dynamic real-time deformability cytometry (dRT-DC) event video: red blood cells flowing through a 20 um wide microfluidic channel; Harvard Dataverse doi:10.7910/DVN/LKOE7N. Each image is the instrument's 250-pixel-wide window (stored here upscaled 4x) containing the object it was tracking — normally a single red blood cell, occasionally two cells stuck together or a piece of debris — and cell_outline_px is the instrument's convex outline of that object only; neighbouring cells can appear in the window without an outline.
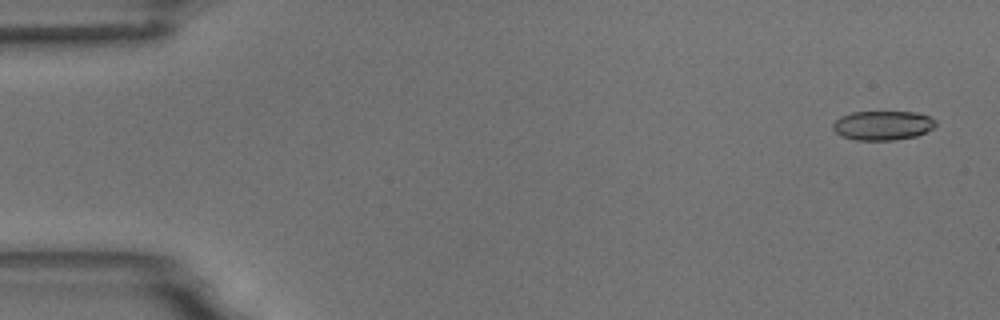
{"species": "common noctule bat (a hibernating species)", "species_latin": "Nyctalus noctula", "temperature_condition": "room temperature", "stored_images_in_passage": 4, "camera_frame_rate_fps": 3000, "um_per_image_px": 0.085, "animal": {"sex": "male", "body_mass_g": 18.8}, "frame": {"image": 1, "passage_image": 1, "time_ms": 0.0, "image_size_px": [1000, 320], "cell_outline_px": [[936, 124], [932, 128], [916, 136], [896, 140], [856, 140], [840, 136], [832, 128], [832, 124], [840, 116], [852, 112], [916, 112], [928, 116], [936, 120]], "centroid_in_image_um": [75.0, 10.66], "position_along_channel_um": 10.0, "area_um2": 17.57}}
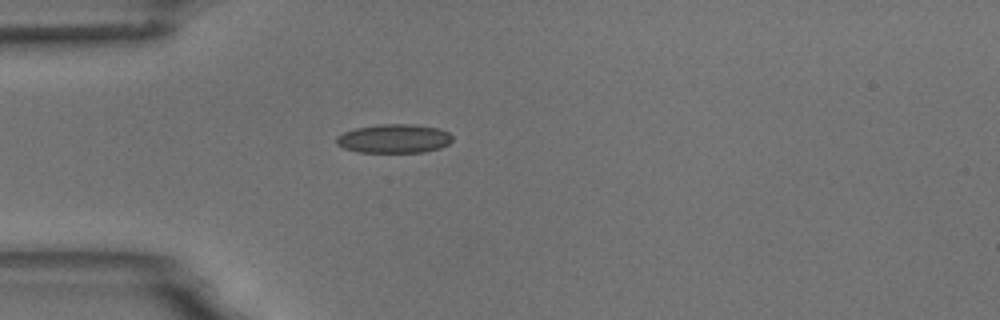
{"frame": {"image": 2, "passage_image": 4, "time_ms": 4.333, "image_size_px": [1000, 320], "cell_outline_px": [[452, 140], [448, 144], [440, 148], [424, 152], [356, 152], [344, 148], [336, 144], [336, 136], [344, 132], [356, 128], [376, 124], [412, 124], [440, 128], [448, 132], [452, 136]], "centroid_in_image_um": [33.49, 11.78], "position_along_channel_um": 51.5, "area_um2": 19.65}}